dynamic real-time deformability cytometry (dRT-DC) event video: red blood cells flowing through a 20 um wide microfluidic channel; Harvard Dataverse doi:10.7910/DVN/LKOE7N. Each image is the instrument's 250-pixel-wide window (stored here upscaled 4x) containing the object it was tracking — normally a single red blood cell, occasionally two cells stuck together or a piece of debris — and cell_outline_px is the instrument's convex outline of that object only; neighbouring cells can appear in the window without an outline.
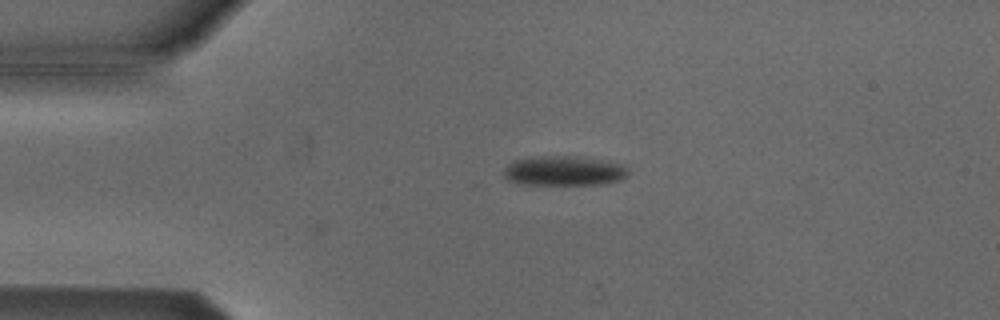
{"species": "Egyptian fruit bat (a non-hibernating species)", "species_latin": "Rousettus aegyptiacus", "temperature_condition": "cold", "stored_images_in_passage": 2, "camera_frame_rate_fps": 3000, "um_per_image_px": 0.085, "animal": {"sex": "male"}, "frame": {"image": 1, "passage_image": 2, "time_ms": 0.333, "image_size_px": [1000, 320], "cell_outline_px": [[628, 176], [620, 180], [600, 184], [520, 184], [508, 180], [504, 176], [504, 168], [512, 160], [532, 156], [576, 156], [624, 164], [628, 168]], "centroid_in_image_um": [47.92, 14.51], "position_along_channel_um": 37.1, "area_um2": 21.68}}